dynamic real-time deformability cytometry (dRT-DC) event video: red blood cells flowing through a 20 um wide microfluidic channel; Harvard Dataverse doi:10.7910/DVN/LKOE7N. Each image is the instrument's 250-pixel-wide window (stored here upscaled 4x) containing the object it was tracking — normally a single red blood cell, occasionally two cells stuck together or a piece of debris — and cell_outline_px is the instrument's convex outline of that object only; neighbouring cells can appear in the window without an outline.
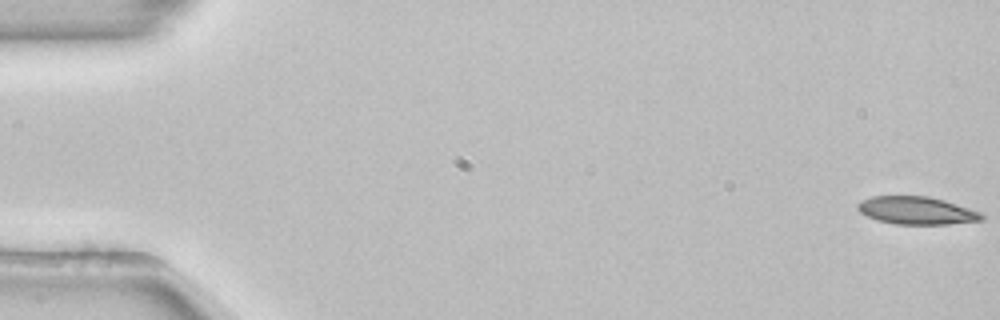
{"species": "common noctule bat (a hibernating species)", "species_latin": "Nyctalus noctula", "temperature_condition": "room temperature", "stored_images_in_passage": 13, "camera_frame_rate_fps": 3000, "um_per_image_px": 0.085, "animal": {"sex": "female", "body_mass_g": 22.7, "forearm_length_mm": 54.2}, "frame": {"image": 1, "passage_image": 1, "time_ms": 0.0, "image_size_px": [1000, 320], "cell_outline_px": [[984, 220], [948, 224], [896, 224], [876, 220], [860, 212], [856, 208], [856, 204], [860, 200], [872, 196], [928, 196], [944, 200], [980, 212], [984, 216]], "centroid_in_image_um": [77.88, 17.89], "position_along_channel_um": 7.1, "area_um2": 20.06}}